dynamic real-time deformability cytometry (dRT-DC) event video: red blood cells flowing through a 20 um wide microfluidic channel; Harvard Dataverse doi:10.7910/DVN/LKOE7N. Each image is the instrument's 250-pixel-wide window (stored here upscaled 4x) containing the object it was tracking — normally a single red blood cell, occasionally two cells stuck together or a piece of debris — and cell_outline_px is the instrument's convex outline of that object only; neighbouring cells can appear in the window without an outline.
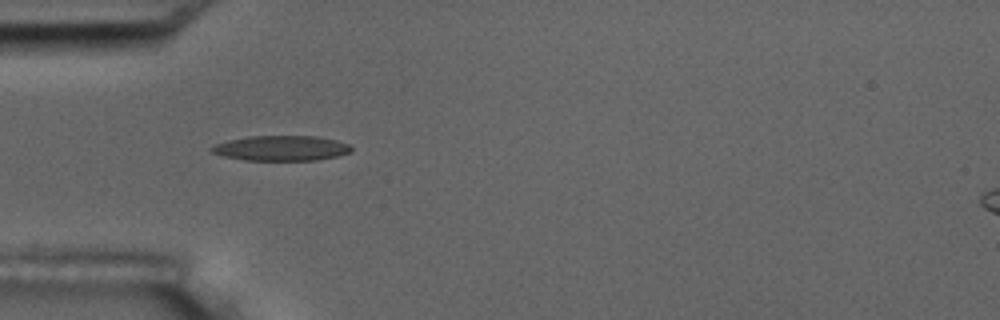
{"species": "common noctule bat (a hibernating species)", "species_latin": "Nyctalus noctula", "temperature_condition": "room temperature", "stored_images_in_passage": 10, "camera_frame_rate_fps": 3000, "um_per_image_px": 0.085, "animal": {"sex": "male", "body_mass_g": 17.5, "forearm_length_mm": 52.3}, "frame": {"image": 1, "passage_image": 4, "time_ms": 3.333, "image_size_px": [1000, 320], "cell_outline_px": [[352, 152], [336, 156], [316, 160], [244, 160], [224, 156], [212, 152], [208, 148], [216, 144], [228, 140], [248, 136], [316, 136], [336, 140], [348, 144], [352, 148]], "centroid_in_image_um": [23.9, 12.59], "position_along_channel_um": 61.1, "area_um2": 20.4}}
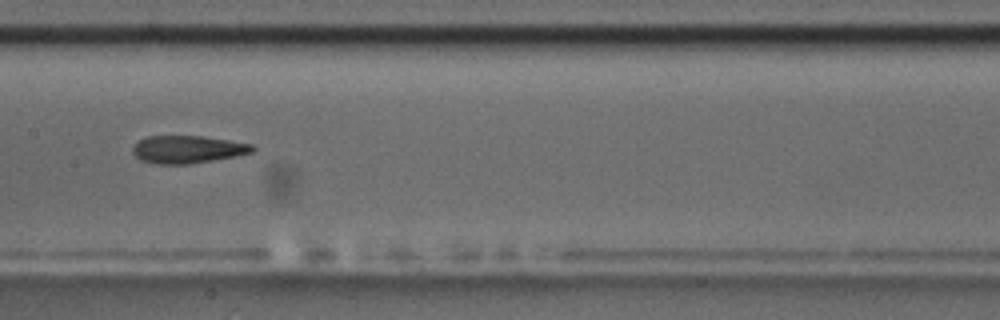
{"frame": {"image": 2, "passage_image": 7, "time_ms": 7.0, "image_size_px": [1000, 320], "cell_outline_px": [[256, 148], [252, 152], [236, 156], [188, 164], [156, 164], [140, 160], [132, 152], [132, 148], [144, 136], [200, 136], [228, 140], [252, 144]], "centroid_in_image_um": [15.93, 12.7], "position_along_channel_um": 191.5, "area_um2": 19.19}}